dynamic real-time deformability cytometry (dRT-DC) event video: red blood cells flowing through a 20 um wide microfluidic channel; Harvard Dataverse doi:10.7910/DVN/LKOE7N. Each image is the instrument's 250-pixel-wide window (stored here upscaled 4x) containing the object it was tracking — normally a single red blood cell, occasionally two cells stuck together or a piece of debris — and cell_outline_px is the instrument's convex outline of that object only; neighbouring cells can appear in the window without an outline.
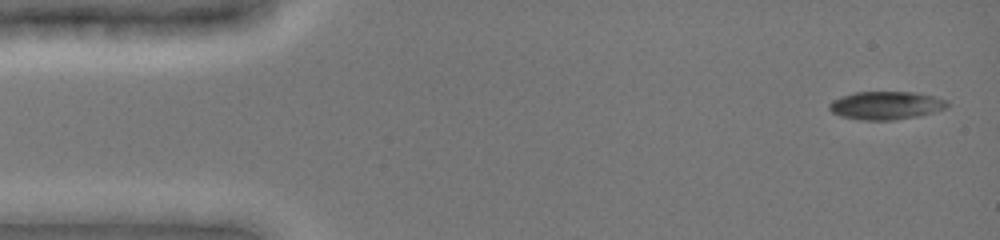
{"species": "common noctule bat (a hibernating species)", "species_latin": "Nyctalus noctula", "temperature_condition": "cold", "stored_images_in_passage": 55, "camera_frame_rate_fps": 3000, "um_per_image_px": 0.085, "animal": {"sex": "female", "body_mass_g": 19.0, "forearm_length_mm": 51.5}, "frame": {"image": 1, "passage_image": 3, "time_ms": 0.333, "image_size_px": [1000, 240], "cell_outline_px": [[948, 108], [920, 116], [892, 120], [864, 120], [840, 116], [832, 112], [828, 108], [828, 104], [832, 100], [840, 96], [856, 92], [912, 92], [932, 96], [948, 100]], "centroid_in_image_um": [75.3, 8.96], "position_along_channel_um": 9.7, "area_um2": 19.42}}
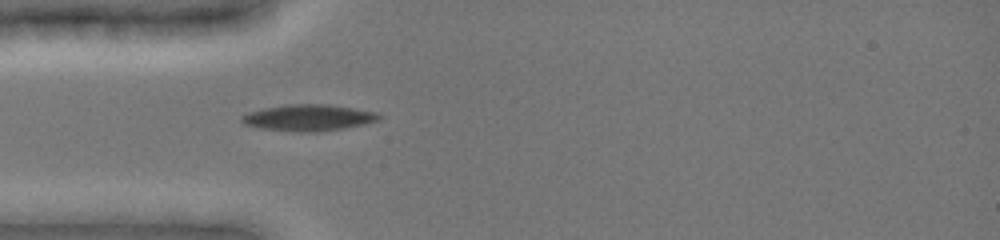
{"frame": {"image": 2, "passage_image": 31, "time_ms": 4.333, "image_size_px": [1000, 240], "cell_outline_px": [[384, 116], [380, 120], [364, 124], [344, 128], [316, 132], [300, 132], [260, 128], [244, 124], [240, 120], [240, 116], [248, 112], [264, 108], [288, 104], [324, 104], [352, 108], [376, 112]], "centroid_in_image_um": [26.22, 10.0], "position_along_channel_um": 58.8, "area_um2": 21.1}}
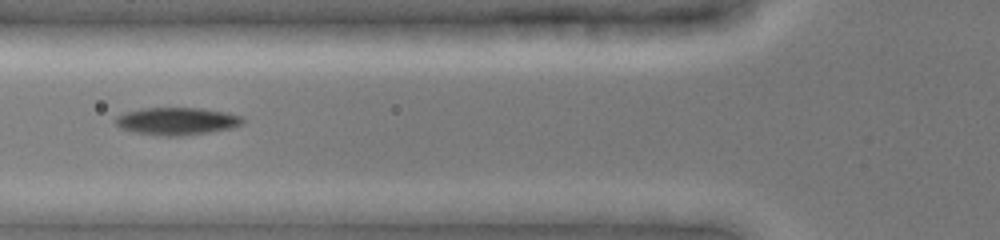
{"frame": {"image": 3, "passage_image": 40, "time_ms": 5.667, "image_size_px": [1000, 240], "cell_outline_px": [[244, 124], [232, 128], [208, 132], [180, 136], [164, 136], [132, 132], [120, 128], [116, 124], [116, 116], [124, 112], [140, 108], [200, 108], [224, 112], [244, 116]], "centroid_in_image_um": [15.03, 10.3], "position_along_channel_um": 110.8, "area_um2": 20.52}}